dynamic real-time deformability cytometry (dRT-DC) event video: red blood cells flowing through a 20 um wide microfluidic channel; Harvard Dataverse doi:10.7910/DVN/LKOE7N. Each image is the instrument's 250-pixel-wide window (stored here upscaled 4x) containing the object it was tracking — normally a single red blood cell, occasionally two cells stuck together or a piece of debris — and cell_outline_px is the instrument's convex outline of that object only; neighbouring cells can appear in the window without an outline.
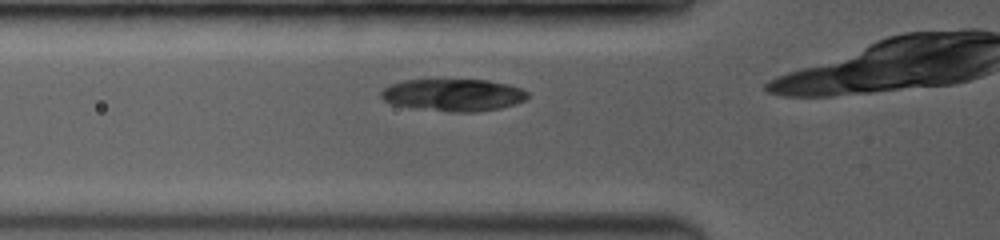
{"species": "common noctule bat (a hibernating species)", "species_latin": "Nyctalus noctula", "temperature_condition": "room temperature", "stored_images_in_passage": 5, "camera_frame_rate_fps": 3500, "um_per_image_px": 0.085, "animal": {"sex": "female", "body_mass_g": 19.0, "forearm_length_mm": 53.3}, "frame": {"image": 1, "passage_image": 3, "time_ms": 0.857, "image_size_px": [1000, 240], "cell_outline_px": [[528, 96], [524, 100], [500, 108], [476, 112], [452, 112], [412, 108], [392, 104], [384, 100], [380, 96], [380, 92], [384, 88], [392, 84], [404, 80], [488, 80], [508, 84], [520, 88], [528, 92]], "centroid_in_image_um": [38.51, 8.08], "position_along_channel_um": 87.3, "area_um2": 27.46}}